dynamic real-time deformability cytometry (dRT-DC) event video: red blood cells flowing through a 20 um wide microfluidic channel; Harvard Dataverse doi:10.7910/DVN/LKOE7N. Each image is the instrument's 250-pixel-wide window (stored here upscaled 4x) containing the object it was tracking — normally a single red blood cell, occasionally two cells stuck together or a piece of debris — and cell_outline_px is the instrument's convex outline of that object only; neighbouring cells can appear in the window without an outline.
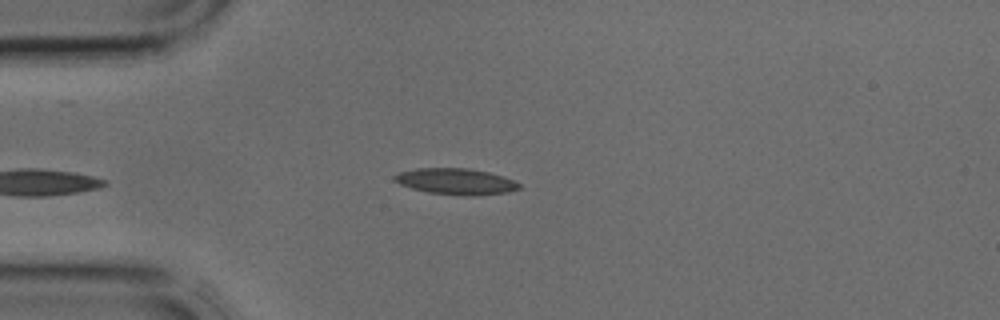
{"species": "common noctule bat (a hibernating species)", "species_latin": "Nyctalus noctula", "temperature_condition": "cold", "stored_images_in_passage": 29, "camera_frame_rate_fps": 3000, "um_per_image_px": 0.085, "animal": {"sex": "male", "body_mass_g": 17.9, "forearm_length_mm": 54.2}, "frame": {"image": 1, "passage_image": 1, "time_ms": 0.0, "image_size_px": [1000, 320], "cell_outline_px": [[520, 188], [508, 192], [476, 196], [472, 196], [428, 192], [412, 188], [400, 184], [392, 180], [392, 176], [400, 172], [416, 168], [468, 168], [488, 172], [504, 176], [520, 184]], "centroid_in_image_um": [38.74, 15.42], "position_along_channel_um": 46.3, "area_um2": 18.96}}